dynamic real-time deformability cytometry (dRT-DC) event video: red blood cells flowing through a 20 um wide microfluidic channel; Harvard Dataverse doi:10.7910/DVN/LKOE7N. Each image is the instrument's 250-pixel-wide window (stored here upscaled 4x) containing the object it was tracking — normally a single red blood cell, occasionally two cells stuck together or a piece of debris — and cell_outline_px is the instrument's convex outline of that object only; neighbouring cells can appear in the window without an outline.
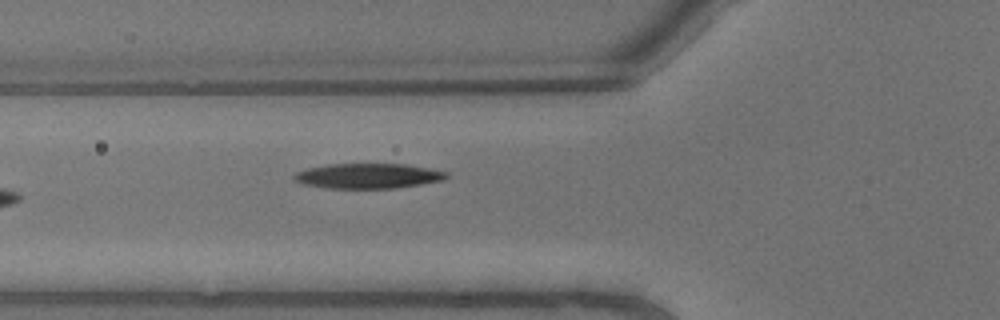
{"species": "common noctule bat (a hibernating species)", "species_latin": "Nyctalus noctula", "temperature_condition": "warm", "stored_images_in_passage": 8, "camera_frame_rate_fps": 3000, "um_per_image_px": 0.085, "animal": {"sex": "male", "body_mass_g": 13.3}, "frame": {"image": 1, "passage_image": 8, "time_ms": 2.333, "image_size_px": [1000, 320], "cell_outline_px": [[448, 176], [444, 180], [396, 188], [328, 188], [304, 184], [292, 180], [292, 176], [296, 172], [308, 168], [328, 164], [404, 164], [428, 168], [448, 172]], "centroid_in_image_um": [31.27, 14.95], "position_along_channel_um": 94.5, "area_um2": 22.2}}